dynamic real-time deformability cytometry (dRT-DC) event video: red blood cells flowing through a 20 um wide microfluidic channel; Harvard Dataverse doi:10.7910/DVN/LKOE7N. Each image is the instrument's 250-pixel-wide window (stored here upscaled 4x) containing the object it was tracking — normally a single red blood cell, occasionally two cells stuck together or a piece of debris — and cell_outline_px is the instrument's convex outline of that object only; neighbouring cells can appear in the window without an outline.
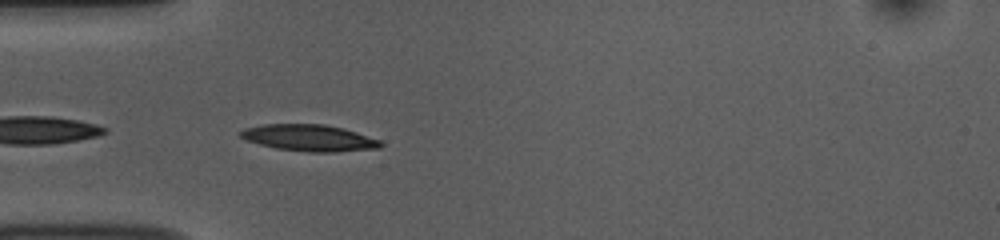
{"species": "common noctule bat (a hibernating species)", "species_latin": "Nyctalus noctula", "temperature_condition": "room temperature", "stored_images_in_passage": 40, "camera_frame_rate_fps": 3000, "um_per_image_px": 0.085, "animal": {"sex": "female", "body_mass_g": 10.0, "forearm_length_mm": 53.1}, "frame": {"image": 1, "passage_image": 2, "time_ms": 0.333, "image_size_px": [1000, 240], "cell_outline_px": [[384, 144], [380, 148], [332, 152], [308, 152], [276, 148], [244, 140], [240, 136], [240, 132], [244, 128], [264, 124], [324, 124], [344, 128], [380, 140]], "centroid_in_image_um": [26.28, 11.72], "position_along_channel_um": 58.7, "area_um2": 21.68}}
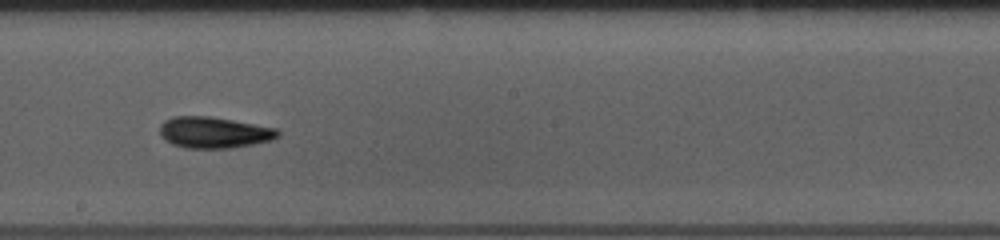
{"frame": {"image": 2, "passage_image": 16, "time_ms": 5.0, "image_size_px": [1000, 240], "cell_outline_px": [[280, 136], [272, 140], [232, 148], [184, 148], [172, 144], [164, 140], [160, 136], [160, 124], [164, 120], [172, 116], [208, 116], [232, 120], [276, 128], [280, 132]], "centroid_in_image_um": [18.15, 11.26], "position_along_channel_um": 230.0, "area_um2": 21.62}}
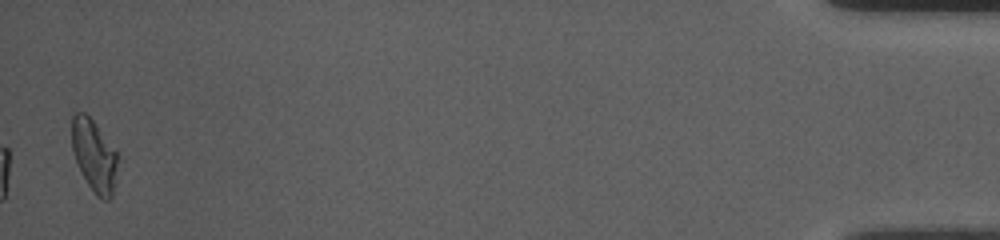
{"frame": {"image": 3, "passage_image": 39, "time_ms": 12.667, "image_size_px": [1000, 240], "cell_outline_px": [[120, 156], [116, 180], [112, 196], [108, 200], [104, 200], [96, 196], [80, 172], [72, 148], [72, 116], [76, 112], [84, 112], [92, 120]], "centroid_in_image_um": [8.03, 13.26], "position_along_channel_um": 427.2, "area_um2": 19.36}, "authors_computed_cell_mechanics": {"area_um2": 20.3745, "velocity_mm_per_s": 3.7349, "shape_relaxation_time_tau1_ms": 3.5705, "shape_relaxation_time_tau2_ms": 4.5597, "deformation_change_tau1": 0.1147, "deformation_change_tau2": 0.1257}}